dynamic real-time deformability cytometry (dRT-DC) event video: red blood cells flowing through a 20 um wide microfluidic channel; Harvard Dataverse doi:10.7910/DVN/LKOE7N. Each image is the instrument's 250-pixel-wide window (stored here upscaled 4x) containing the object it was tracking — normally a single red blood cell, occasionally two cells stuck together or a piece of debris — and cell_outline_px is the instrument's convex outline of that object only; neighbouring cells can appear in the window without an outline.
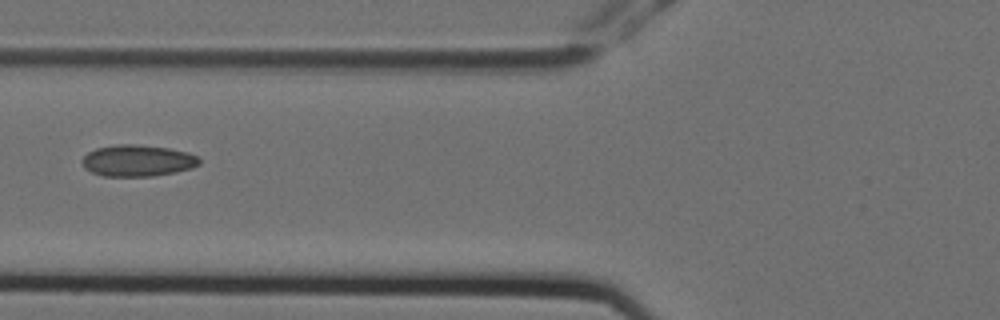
{"species": "Egyptian fruit bat (a non-hibernating species)", "species_latin": "Rousettus aegyptiacus", "temperature_condition": "cold", "stored_images_in_passage": 2, "camera_frame_rate_fps": 3000, "um_per_image_px": 0.085, "animal": {"sex": "female"}, "frame": {"image": 1, "passage_image": 2, "time_ms": 0.333, "image_size_px": [1000, 320], "cell_outline_px": [[200, 164], [192, 168], [176, 172], [152, 176], [104, 176], [92, 172], [84, 168], [80, 160], [88, 152], [96, 148], [116, 144], [136, 144], [168, 148], [188, 152], [196, 156], [200, 160]], "centroid_in_image_um": [11.68, 13.65], "position_along_channel_um": 114.1, "area_um2": 21.62}}